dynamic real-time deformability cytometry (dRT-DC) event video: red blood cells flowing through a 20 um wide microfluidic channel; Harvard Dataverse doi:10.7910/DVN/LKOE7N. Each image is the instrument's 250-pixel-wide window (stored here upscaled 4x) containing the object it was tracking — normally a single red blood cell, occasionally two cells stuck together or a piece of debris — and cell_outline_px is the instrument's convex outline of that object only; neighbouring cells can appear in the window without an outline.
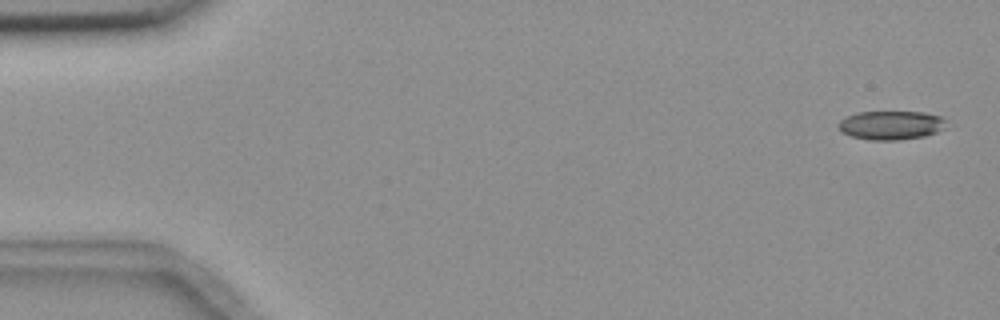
{"species": "common noctule bat (a hibernating species)", "species_latin": "Nyctalus noctula", "temperature_condition": "room temperature", "stored_images_in_passage": 5, "camera_frame_rate_fps": 3000, "um_per_image_px": 0.085, "animal": {"sex": "female", "body_mass_g": 18.4}, "frame": {"image": 1, "passage_image": 1, "time_ms": 0.0, "image_size_px": [1000, 320], "cell_outline_px": [[944, 128], [936, 132], [924, 136], [896, 140], [868, 140], [852, 136], [844, 132], [836, 124], [840, 120], [856, 112], [924, 112], [940, 116], [944, 120]], "centroid_in_image_um": [75.71, 10.64], "position_along_channel_um": 9.3, "area_um2": 17.92}}